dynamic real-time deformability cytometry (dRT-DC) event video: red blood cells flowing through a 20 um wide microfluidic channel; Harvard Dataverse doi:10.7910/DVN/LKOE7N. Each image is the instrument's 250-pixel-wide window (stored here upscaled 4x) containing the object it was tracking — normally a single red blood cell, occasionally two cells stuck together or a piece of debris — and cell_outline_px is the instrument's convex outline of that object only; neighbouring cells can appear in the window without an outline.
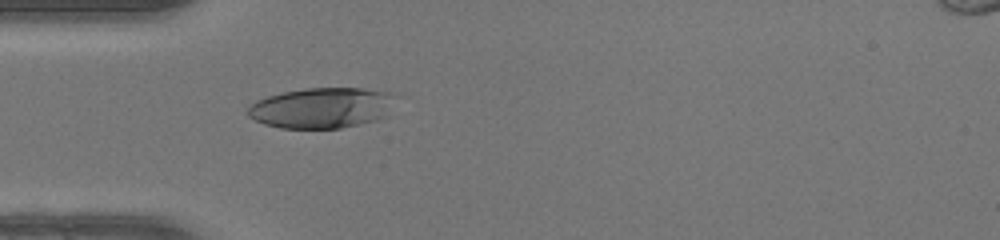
{"species": "human", "species_latin": "Homo sapiens", "temperature_condition": "warm", "stored_images_in_passage": 35, "camera_frame_rate_fps": 3000, "um_per_image_px": 0.085, "donor": {"sex": "female"}, "frame": {"image": 1, "passage_image": 1, "time_ms": 0.0, "image_size_px": [1000, 240], "cell_outline_px": [[400, 96], [388, 116], [376, 120], [360, 124], [340, 128], [280, 128], [264, 124], [248, 116], [248, 108], [256, 100], [268, 96], [284, 92], [304, 88], [364, 88], [400, 92]], "centroid_in_image_um": [27.5, 9.15], "position_along_channel_um": 57.5, "area_um2": 35.72}}
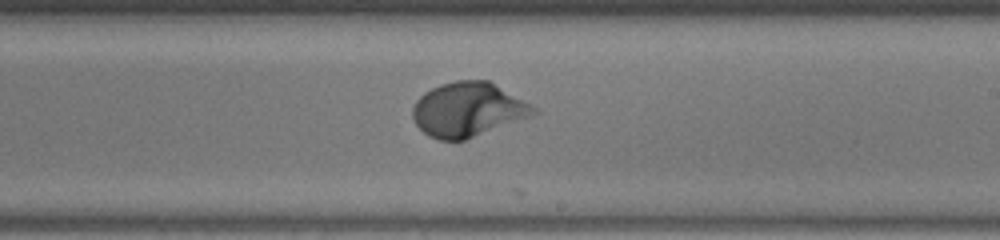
{"frame": {"image": 2, "passage_image": 15, "time_ms": 4.667, "image_size_px": [1000, 240], "cell_outline_px": [[540, 112], [532, 116], [464, 140], [440, 140], [428, 136], [416, 124], [412, 116], [412, 108], [416, 100], [424, 92], [440, 84], [456, 80], [488, 80], [532, 104]], "centroid_in_image_um": [39.78, 9.31], "position_along_channel_um": 249.2, "area_um2": 38.26}}
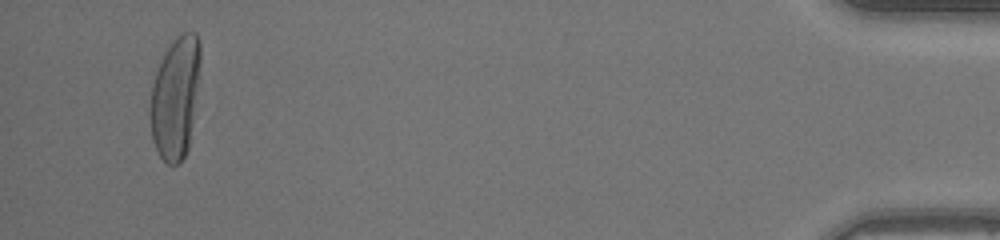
{"frame": {"image": 3, "passage_image": 33, "time_ms": 10.667, "image_size_px": [1000, 240], "cell_outline_px": [[200, 80], [188, 148], [180, 164], [168, 164], [160, 156], [152, 140], [148, 112], [148, 104], [152, 84], [160, 60], [164, 52], [172, 40], [176, 36], [184, 32], [196, 32], [200, 44]], "centroid_in_image_um": [14.89, 8.27], "position_along_channel_um": 420.3, "area_um2": 36.47}}